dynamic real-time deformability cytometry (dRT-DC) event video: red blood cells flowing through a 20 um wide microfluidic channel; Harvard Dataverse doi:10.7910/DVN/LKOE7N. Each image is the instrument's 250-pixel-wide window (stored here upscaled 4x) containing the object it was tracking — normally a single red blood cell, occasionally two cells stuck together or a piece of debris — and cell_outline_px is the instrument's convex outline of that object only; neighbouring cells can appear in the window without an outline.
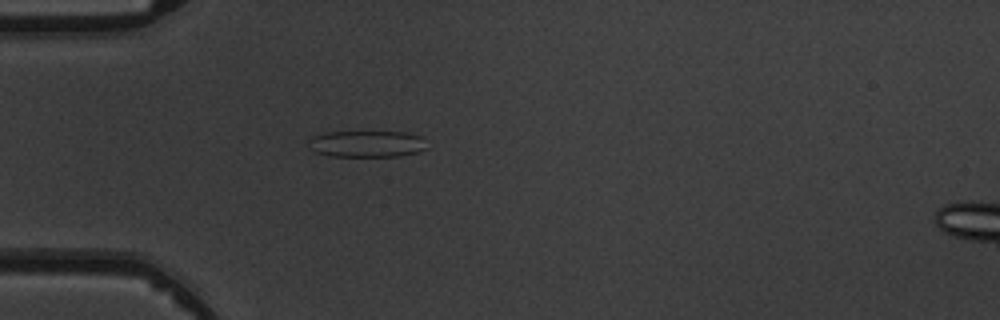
{"species": "common noctule bat (a hibernating species)", "species_latin": "Nyctalus noctula", "temperature_condition": "warm", "stored_images_in_passage": 3, "camera_frame_rate_fps": 3000, "um_per_image_px": 0.085, "animal": {"sex": "male", "body_mass_g": 19.5, "forearm_length_mm": 54.6}, "frame": {"image": 1, "passage_image": 3, "time_ms": 2.333, "image_size_px": [1000, 320], "cell_outline_px": [[428, 148], [416, 152], [400, 156], [328, 156], [312, 152], [308, 148], [308, 140], [312, 136], [328, 132], [404, 132], [420, 136]], "centroid_in_image_um": [31.1, 12.24], "position_along_channel_um": 53.9, "area_um2": 18.44}}